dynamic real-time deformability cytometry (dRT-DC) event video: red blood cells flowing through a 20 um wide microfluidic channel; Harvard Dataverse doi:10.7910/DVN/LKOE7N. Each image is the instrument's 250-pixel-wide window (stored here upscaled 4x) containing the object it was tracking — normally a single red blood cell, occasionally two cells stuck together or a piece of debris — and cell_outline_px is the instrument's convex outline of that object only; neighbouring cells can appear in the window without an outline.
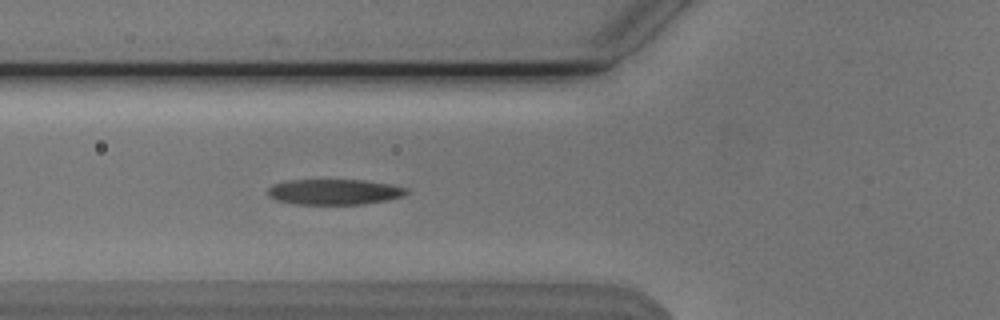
{"species": "Egyptian fruit bat (a non-hibernating species)", "species_latin": "Rousettus aegyptiacus", "temperature_condition": "cold", "stored_images_in_passage": 32, "camera_frame_rate_fps": 3000, "um_per_image_px": 0.085, "animal": {"sex": "male"}, "frame": {"image": 1, "passage_image": 8, "time_ms": 2.333, "image_size_px": [1000, 320], "cell_outline_px": [[408, 192], [404, 196], [388, 200], [360, 204], [296, 204], [276, 200], [268, 196], [268, 188], [272, 184], [288, 180], [364, 180], [392, 184], [408, 188]], "centroid_in_image_um": [28.43, 16.3], "position_along_channel_um": 97.4, "area_um2": 20.75}}
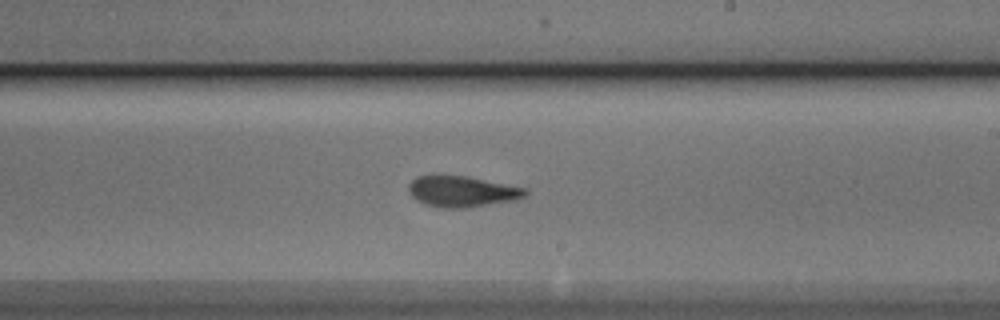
{"frame": {"image": 2, "passage_image": 20, "time_ms": 6.333, "image_size_px": [1000, 320], "cell_outline_px": [[528, 192], [524, 196], [508, 200], [464, 208], [444, 208], [424, 204], [416, 200], [408, 192], [408, 184], [416, 176], [432, 172], [440, 172], [468, 176], [528, 188]], "centroid_in_image_um": [39.15, 16.2], "position_along_channel_um": 249.9, "area_um2": 21.62}}
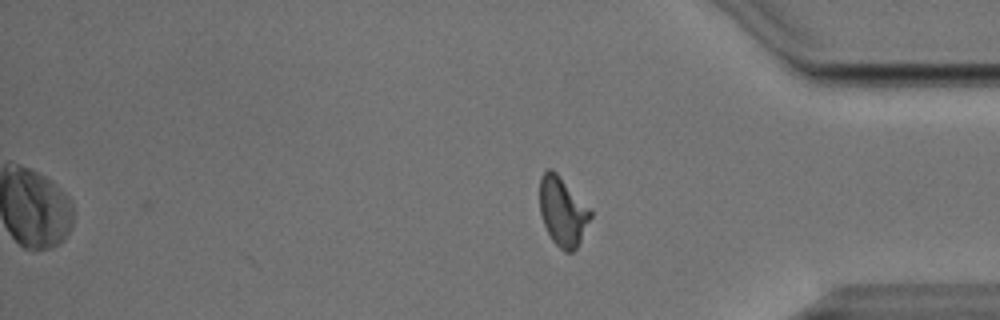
{"frame": {"image": 3, "passage_image": 32, "time_ms": 10.333, "image_size_px": [1000, 320], "cell_outline_px": [[592, 216], [576, 248], [572, 252], [564, 252], [552, 240], [544, 224], [540, 212], [540, 176], [548, 168], [552, 168], [556, 172], [592, 212]], "centroid_in_image_um": [47.8, 17.98], "position_along_channel_um": 387.4, "area_um2": 20.0}, "authors_computed_cell_mechanics": {"area_um2": 20.808, "velocity_mm_per_s": 3.8008, "shape_relaxation_time_tau1_ms": 5.1937, "shape_relaxation_time_tau2_ms": 2.1307, "deformation_change_tau1": 0.1885, "deformation_change_tau2": 0.0964}}